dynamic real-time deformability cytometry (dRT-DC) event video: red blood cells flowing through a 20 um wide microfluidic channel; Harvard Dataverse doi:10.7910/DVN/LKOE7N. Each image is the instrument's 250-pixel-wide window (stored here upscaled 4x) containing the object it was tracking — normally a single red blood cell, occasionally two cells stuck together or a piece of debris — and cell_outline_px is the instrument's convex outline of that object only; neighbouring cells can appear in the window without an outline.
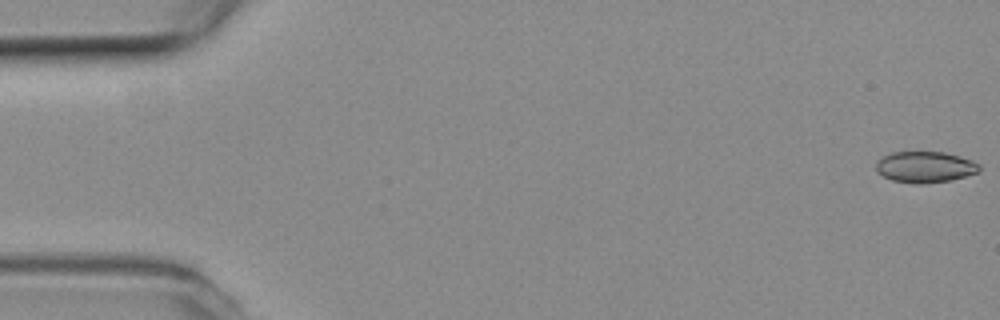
{"species": "common noctule bat (a hibernating species)", "species_latin": "Nyctalus noctula", "temperature_condition": "room temperature", "stored_images_in_passage": 53, "camera_frame_rate_fps": 3000, "um_per_image_px": 0.085, "animal": {"sex": "female", "body_mass_g": 19.3, "forearm_length_mm": 54.1}, "frame": {"image": 1, "passage_image": 1, "time_ms": 0.0, "image_size_px": [1000, 320], "cell_outline_px": [[980, 172], [948, 180], [924, 184], [920, 184], [892, 180], [876, 172], [876, 160], [892, 152], [944, 152], [960, 156], [972, 160], [980, 164]], "centroid_in_image_um": [78.63, 14.19], "position_along_channel_um": 6.4, "area_um2": 18.73}}
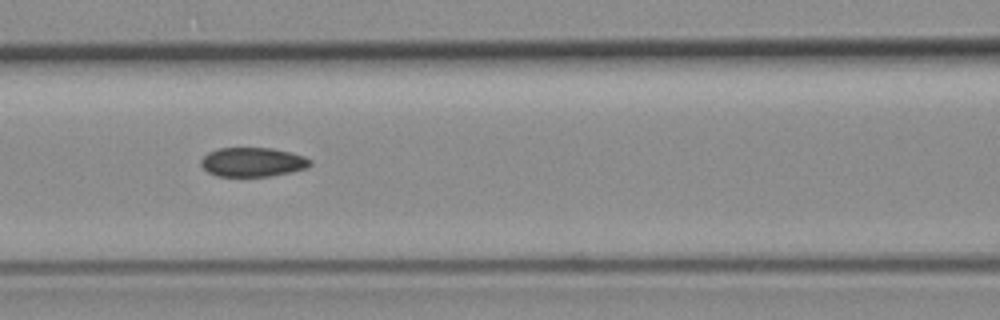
{"frame": {"image": 2, "passage_image": 23, "time_ms": 7.333, "image_size_px": [1000, 320], "cell_outline_px": [[312, 164], [308, 168], [292, 172], [272, 176], [216, 176], [208, 172], [200, 164], [200, 160], [208, 152], [220, 148], [272, 148], [304, 156], [312, 160]], "centroid_in_image_um": [21.49, 13.78], "position_along_channel_um": 145.1, "area_um2": 18.67}}
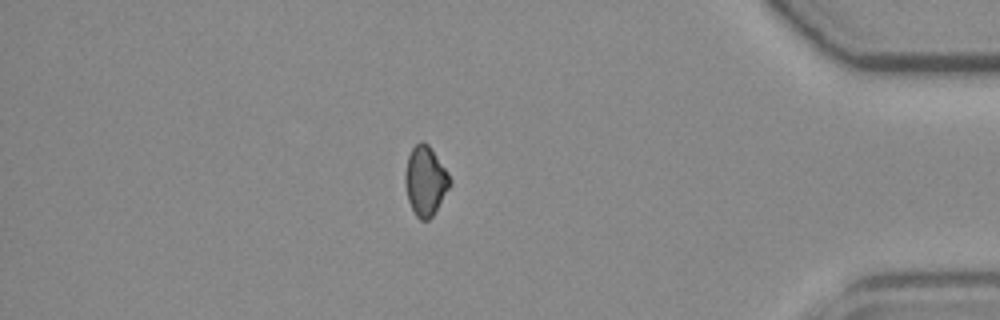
{"frame": {"image": 3, "passage_image": 46, "time_ms": 15.0, "image_size_px": [1000, 320], "cell_outline_px": [[452, 184], [432, 216], [428, 220], [420, 220], [416, 216], [408, 200], [404, 180], [404, 172], [408, 156], [412, 148], [420, 140], [428, 144], [448, 172], [452, 180]], "centroid_in_image_um": [36.16, 15.36], "position_along_channel_um": 399.0, "area_um2": 18.15}, "authors_computed_cell_mechanics": {"area_um2": 18.9006, "velocity_mm_per_s": 3.8432, "shape_relaxation_time_tau1_ms": null, "shape_relaxation_time_tau2_ms": 7.103, "deformation_change_tau1": null, "deformation_change_tau2": 0.0859}}